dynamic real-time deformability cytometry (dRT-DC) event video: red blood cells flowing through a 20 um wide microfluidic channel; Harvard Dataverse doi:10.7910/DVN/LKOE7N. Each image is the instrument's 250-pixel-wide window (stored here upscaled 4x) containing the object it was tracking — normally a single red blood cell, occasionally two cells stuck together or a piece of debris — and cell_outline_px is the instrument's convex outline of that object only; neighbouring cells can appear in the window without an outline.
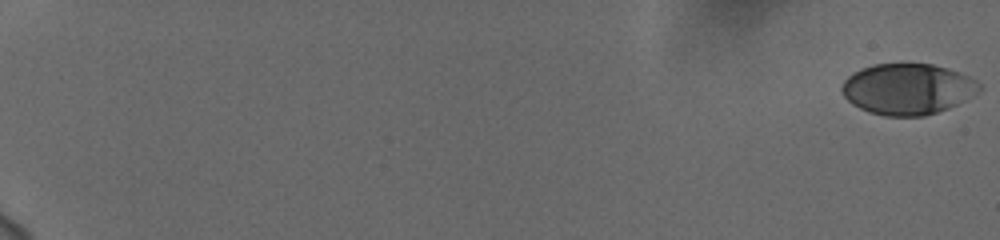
{"species": "human", "species_latin": "Homo sapiens", "temperature_condition": "cold", "stored_images_in_passage": 59, "camera_frame_rate_fps": 3000, "um_per_image_px": 0.085, "donor": {"sex": "female"}, "frame": {"image": 1, "passage_image": 1, "time_ms": 0.0, "image_size_px": [1000, 240], "cell_outline_px": [[984, 88], [964, 100], [948, 108], [924, 116], [884, 116], [868, 112], [852, 104], [844, 96], [840, 88], [844, 80], [848, 76], [860, 68], [872, 64], [932, 64], [948, 68], [968, 76], [980, 84]], "centroid_in_image_um": [77.12, 7.56], "position_along_channel_um": 7.9, "area_um2": 40.81}}
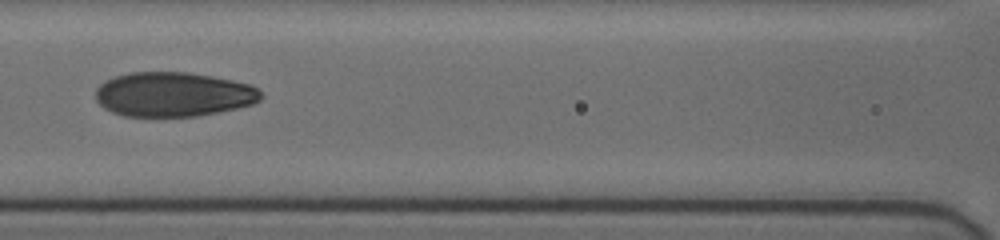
{"frame": {"image": 2, "passage_image": 31, "time_ms": 10.0, "image_size_px": [1000, 240], "cell_outline_px": [[264, 96], [260, 100], [252, 104], [236, 108], [196, 116], [124, 116], [112, 112], [104, 108], [96, 100], [96, 88], [100, 84], [116, 76], [132, 72], [188, 72], [212, 76], [252, 84]], "centroid_in_image_um": [14.74, 8.02], "position_along_channel_um": 151.9, "area_um2": 42.77}}
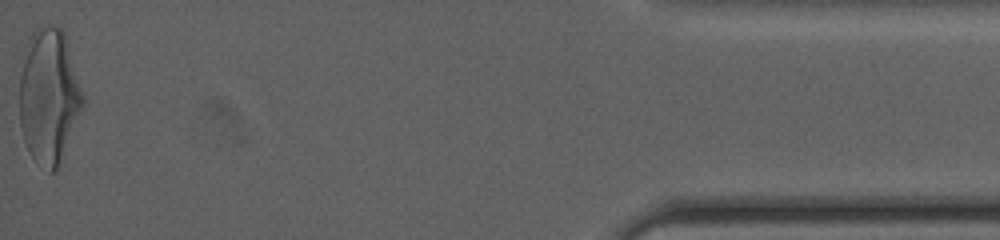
{"frame": {"image": 3, "passage_image": 59, "time_ms": 19.333, "image_size_px": [1000, 240], "cell_outline_px": [[84, 104], [56, 172], [48, 172], [36, 164], [24, 140], [20, 128], [20, 76], [24, 44], [32, 32], [36, 28], [60, 28], [64, 32], [68, 44], [84, 96]], "centroid_in_image_um": [4.14, 8.2], "position_along_channel_um": 431.1, "area_um2": 49.77}, "authors_computed_cell_mechanics": {"area_um2": 42.483, "velocity_mm_per_s": 3.7535, "shape_relaxation_time_tau1_ms": 4.8248, "shape_relaxation_time_tau2_ms": 1.2885, "deformation_change_tau1": 0.1862, "deformation_change_tau2": 0.0613}}